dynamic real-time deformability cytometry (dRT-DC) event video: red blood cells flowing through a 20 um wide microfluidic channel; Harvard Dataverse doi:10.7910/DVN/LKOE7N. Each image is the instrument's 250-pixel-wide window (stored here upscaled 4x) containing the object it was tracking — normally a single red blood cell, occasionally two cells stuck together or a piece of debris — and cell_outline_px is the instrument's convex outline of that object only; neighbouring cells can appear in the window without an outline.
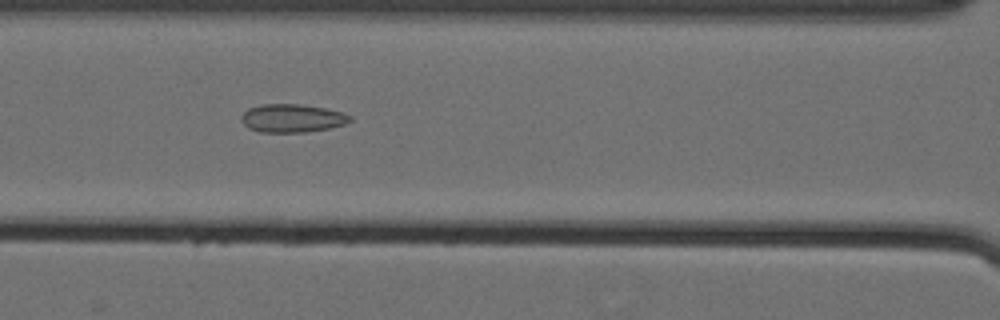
{"species": "Egyptian fruit bat (a non-hibernating species)", "species_latin": "Rousettus aegyptiacus", "temperature_condition": "cold", "stored_images_in_passage": 44, "camera_frame_rate_fps": 3000, "um_per_image_px": 0.085, "animal": {"sex": "female"}, "frame": {"image": 1, "passage_image": 14, "time_ms": 4.333, "image_size_px": [1000, 320], "cell_outline_px": [[352, 120], [344, 124], [328, 128], [308, 132], [260, 132], [248, 128], [240, 120], [240, 116], [248, 108], [260, 104], [300, 104], [324, 108], [344, 112], [352, 116]], "centroid_in_image_um": [24.82, 10.04], "position_along_channel_um": 141.8, "area_um2": 18.03}}
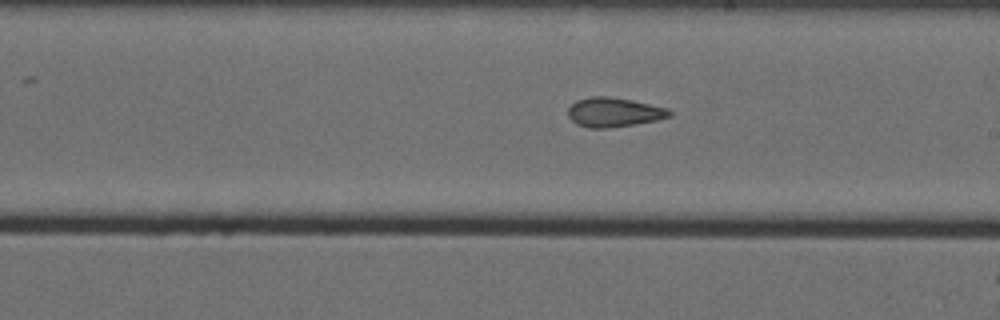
{"frame": {"image": 2, "passage_image": 22, "time_ms": 7.0, "image_size_px": [1000, 320], "cell_outline_px": [[672, 116], [656, 120], [636, 124], [608, 128], [588, 128], [576, 124], [568, 116], [568, 108], [576, 100], [592, 96], [608, 96], [632, 100], [668, 108], [672, 112]], "centroid_in_image_um": [52.18, 9.54], "position_along_channel_um": 236.8, "area_um2": 17.46}}
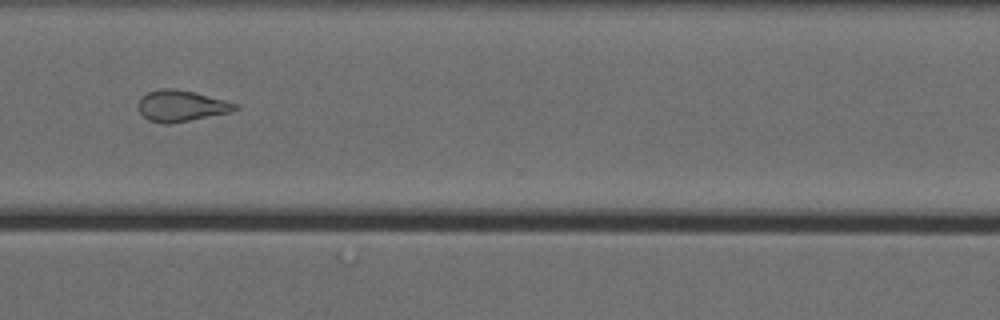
{"frame": {"image": 3, "passage_image": 32, "time_ms": 10.333, "image_size_px": [1000, 320], "cell_outline_px": [[240, 108], [228, 112], [168, 124], [164, 124], [148, 120], [136, 108], [136, 104], [140, 96], [148, 92], [160, 88], [176, 88], [224, 100], [236, 104]], "centroid_in_image_um": [15.3, 8.99], "position_along_channel_um": 355.3, "area_um2": 17.46}, "authors_computed_cell_mechanics": {"area_um2": 17.7446, "velocity_mm_per_s": 3.5667, "shape_relaxation_time_tau1_ms": null, "shape_relaxation_time_tau2_ms": 2.5237, "deformation_change_tau1": null, "deformation_change_tau2": 0.0939}}